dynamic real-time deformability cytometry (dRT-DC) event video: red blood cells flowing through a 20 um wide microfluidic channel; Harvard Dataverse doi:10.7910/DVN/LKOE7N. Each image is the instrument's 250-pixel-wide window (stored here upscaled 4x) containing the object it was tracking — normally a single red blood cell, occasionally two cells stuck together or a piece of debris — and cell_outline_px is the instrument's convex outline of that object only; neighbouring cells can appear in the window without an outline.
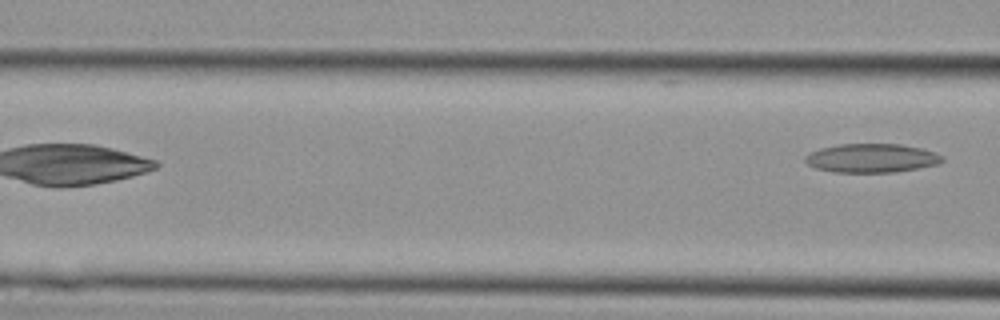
{"species": "Egyptian fruit bat (a non-hibernating species)", "species_latin": "Rousettus aegyptiacus", "temperature_condition": "cold", "stored_images_in_passage": 4, "camera_frame_rate_fps": 3000, "um_per_image_px": 0.085, "animal": {"sex": "female"}, "frame": {"image": 1, "passage_image": 4, "time_ms": 1.0, "image_size_px": [1000, 320], "cell_outline_px": [[944, 160], [936, 164], [920, 168], [896, 172], [832, 172], [816, 168], [808, 164], [804, 160], [804, 156], [820, 148], [840, 144], [900, 144], [920, 148], [936, 152], [944, 156]], "centroid_in_image_um": [74.1, 13.44], "position_along_channel_um": 92.5, "area_um2": 23.06}}